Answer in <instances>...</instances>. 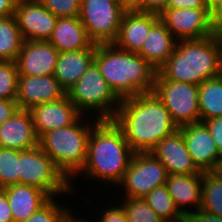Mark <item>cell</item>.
<instances>
[{"instance_id": "cell-19", "label": "cell", "mask_w": 222, "mask_h": 222, "mask_svg": "<svg viewBox=\"0 0 222 222\" xmlns=\"http://www.w3.org/2000/svg\"><path fill=\"white\" fill-rule=\"evenodd\" d=\"M39 145L30 110L19 109L0 124V147L23 151Z\"/></svg>"}, {"instance_id": "cell-42", "label": "cell", "mask_w": 222, "mask_h": 222, "mask_svg": "<svg viewBox=\"0 0 222 222\" xmlns=\"http://www.w3.org/2000/svg\"><path fill=\"white\" fill-rule=\"evenodd\" d=\"M125 10L141 11L142 0H118Z\"/></svg>"}, {"instance_id": "cell-12", "label": "cell", "mask_w": 222, "mask_h": 222, "mask_svg": "<svg viewBox=\"0 0 222 222\" xmlns=\"http://www.w3.org/2000/svg\"><path fill=\"white\" fill-rule=\"evenodd\" d=\"M14 16L24 41L49 40L58 19L38 0H18Z\"/></svg>"}, {"instance_id": "cell-7", "label": "cell", "mask_w": 222, "mask_h": 222, "mask_svg": "<svg viewBox=\"0 0 222 222\" xmlns=\"http://www.w3.org/2000/svg\"><path fill=\"white\" fill-rule=\"evenodd\" d=\"M19 184L45 191L51 198L74 193L75 187L38 146L19 151ZM74 188V189H73ZM55 196V197H54Z\"/></svg>"}, {"instance_id": "cell-18", "label": "cell", "mask_w": 222, "mask_h": 222, "mask_svg": "<svg viewBox=\"0 0 222 222\" xmlns=\"http://www.w3.org/2000/svg\"><path fill=\"white\" fill-rule=\"evenodd\" d=\"M160 16L151 12L125 10L119 28V34L114 44L127 52L138 53L151 27Z\"/></svg>"}, {"instance_id": "cell-33", "label": "cell", "mask_w": 222, "mask_h": 222, "mask_svg": "<svg viewBox=\"0 0 222 222\" xmlns=\"http://www.w3.org/2000/svg\"><path fill=\"white\" fill-rule=\"evenodd\" d=\"M57 18L79 17L81 0H38Z\"/></svg>"}, {"instance_id": "cell-26", "label": "cell", "mask_w": 222, "mask_h": 222, "mask_svg": "<svg viewBox=\"0 0 222 222\" xmlns=\"http://www.w3.org/2000/svg\"><path fill=\"white\" fill-rule=\"evenodd\" d=\"M23 41L15 16L0 17V61L15 62Z\"/></svg>"}, {"instance_id": "cell-17", "label": "cell", "mask_w": 222, "mask_h": 222, "mask_svg": "<svg viewBox=\"0 0 222 222\" xmlns=\"http://www.w3.org/2000/svg\"><path fill=\"white\" fill-rule=\"evenodd\" d=\"M150 152L166 168L168 175L203 173L194 164L179 129L164 137Z\"/></svg>"}, {"instance_id": "cell-32", "label": "cell", "mask_w": 222, "mask_h": 222, "mask_svg": "<svg viewBox=\"0 0 222 222\" xmlns=\"http://www.w3.org/2000/svg\"><path fill=\"white\" fill-rule=\"evenodd\" d=\"M18 77L15 62L0 61V99L16 100Z\"/></svg>"}, {"instance_id": "cell-25", "label": "cell", "mask_w": 222, "mask_h": 222, "mask_svg": "<svg viewBox=\"0 0 222 222\" xmlns=\"http://www.w3.org/2000/svg\"><path fill=\"white\" fill-rule=\"evenodd\" d=\"M199 109L201 122L222 116V75L199 85Z\"/></svg>"}, {"instance_id": "cell-11", "label": "cell", "mask_w": 222, "mask_h": 222, "mask_svg": "<svg viewBox=\"0 0 222 222\" xmlns=\"http://www.w3.org/2000/svg\"><path fill=\"white\" fill-rule=\"evenodd\" d=\"M166 168L151 152H135L117 188L125 190L121 197L144 199L154 188L166 184Z\"/></svg>"}, {"instance_id": "cell-10", "label": "cell", "mask_w": 222, "mask_h": 222, "mask_svg": "<svg viewBox=\"0 0 222 222\" xmlns=\"http://www.w3.org/2000/svg\"><path fill=\"white\" fill-rule=\"evenodd\" d=\"M125 9L118 0H81L79 19L91 41L114 43Z\"/></svg>"}, {"instance_id": "cell-36", "label": "cell", "mask_w": 222, "mask_h": 222, "mask_svg": "<svg viewBox=\"0 0 222 222\" xmlns=\"http://www.w3.org/2000/svg\"><path fill=\"white\" fill-rule=\"evenodd\" d=\"M203 123L209 129L216 147L222 155V116L204 120Z\"/></svg>"}, {"instance_id": "cell-23", "label": "cell", "mask_w": 222, "mask_h": 222, "mask_svg": "<svg viewBox=\"0 0 222 222\" xmlns=\"http://www.w3.org/2000/svg\"><path fill=\"white\" fill-rule=\"evenodd\" d=\"M177 41L159 19L151 27L138 54L158 71L172 55Z\"/></svg>"}, {"instance_id": "cell-34", "label": "cell", "mask_w": 222, "mask_h": 222, "mask_svg": "<svg viewBox=\"0 0 222 222\" xmlns=\"http://www.w3.org/2000/svg\"><path fill=\"white\" fill-rule=\"evenodd\" d=\"M222 8V0H169L165 9Z\"/></svg>"}, {"instance_id": "cell-21", "label": "cell", "mask_w": 222, "mask_h": 222, "mask_svg": "<svg viewBox=\"0 0 222 222\" xmlns=\"http://www.w3.org/2000/svg\"><path fill=\"white\" fill-rule=\"evenodd\" d=\"M8 199L14 222L26 221L51 197L40 188L15 184L1 189Z\"/></svg>"}, {"instance_id": "cell-37", "label": "cell", "mask_w": 222, "mask_h": 222, "mask_svg": "<svg viewBox=\"0 0 222 222\" xmlns=\"http://www.w3.org/2000/svg\"><path fill=\"white\" fill-rule=\"evenodd\" d=\"M19 109L16 100L0 99V124L10 119Z\"/></svg>"}, {"instance_id": "cell-35", "label": "cell", "mask_w": 222, "mask_h": 222, "mask_svg": "<svg viewBox=\"0 0 222 222\" xmlns=\"http://www.w3.org/2000/svg\"><path fill=\"white\" fill-rule=\"evenodd\" d=\"M116 204L113 205V203L110 205H107L105 206V210L101 211L100 212V216L101 218L99 219H96L97 222H128V219H127V216H126V213L123 209V207L118 203L116 202ZM96 222V221H94Z\"/></svg>"}, {"instance_id": "cell-39", "label": "cell", "mask_w": 222, "mask_h": 222, "mask_svg": "<svg viewBox=\"0 0 222 222\" xmlns=\"http://www.w3.org/2000/svg\"><path fill=\"white\" fill-rule=\"evenodd\" d=\"M169 0H142L141 11L160 14L167 6Z\"/></svg>"}, {"instance_id": "cell-15", "label": "cell", "mask_w": 222, "mask_h": 222, "mask_svg": "<svg viewBox=\"0 0 222 222\" xmlns=\"http://www.w3.org/2000/svg\"><path fill=\"white\" fill-rule=\"evenodd\" d=\"M182 132L187 150L201 172H211L222 157L214 139L203 122L178 127Z\"/></svg>"}, {"instance_id": "cell-5", "label": "cell", "mask_w": 222, "mask_h": 222, "mask_svg": "<svg viewBox=\"0 0 222 222\" xmlns=\"http://www.w3.org/2000/svg\"><path fill=\"white\" fill-rule=\"evenodd\" d=\"M83 117L85 118V115L74 124L46 132L39 138V147L52 159L70 183H73V177L76 178L85 165L92 125L99 121L94 117L93 122H88L86 119L83 120Z\"/></svg>"}, {"instance_id": "cell-30", "label": "cell", "mask_w": 222, "mask_h": 222, "mask_svg": "<svg viewBox=\"0 0 222 222\" xmlns=\"http://www.w3.org/2000/svg\"><path fill=\"white\" fill-rule=\"evenodd\" d=\"M118 203L123 207L128 222H164L143 199L122 198Z\"/></svg>"}, {"instance_id": "cell-1", "label": "cell", "mask_w": 222, "mask_h": 222, "mask_svg": "<svg viewBox=\"0 0 222 222\" xmlns=\"http://www.w3.org/2000/svg\"><path fill=\"white\" fill-rule=\"evenodd\" d=\"M113 121L134 152H150L164 137L178 130L169 111L153 92L121 100Z\"/></svg>"}, {"instance_id": "cell-38", "label": "cell", "mask_w": 222, "mask_h": 222, "mask_svg": "<svg viewBox=\"0 0 222 222\" xmlns=\"http://www.w3.org/2000/svg\"><path fill=\"white\" fill-rule=\"evenodd\" d=\"M185 222H222V217L198 209L187 215L185 217Z\"/></svg>"}, {"instance_id": "cell-20", "label": "cell", "mask_w": 222, "mask_h": 222, "mask_svg": "<svg viewBox=\"0 0 222 222\" xmlns=\"http://www.w3.org/2000/svg\"><path fill=\"white\" fill-rule=\"evenodd\" d=\"M165 185L174 204L184 217L200 209L202 204V173L171 174L168 175Z\"/></svg>"}, {"instance_id": "cell-29", "label": "cell", "mask_w": 222, "mask_h": 222, "mask_svg": "<svg viewBox=\"0 0 222 222\" xmlns=\"http://www.w3.org/2000/svg\"><path fill=\"white\" fill-rule=\"evenodd\" d=\"M19 151L0 147V189L19 184Z\"/></svg>"}, {"instance_id": "cell-16", "label": "cell", "mask_w": 222, "mask_h": 222, "mask_svg": "<svg viewBox=\"0 0 222 222\" xmlns=\"http://www.w3.org/2000/svg\"><path fill=\"white\" fill-rule=\"evenodd\" d=\"M30 112L38 138L51 130L70 126L82 116L67 95L57 101L37 104Z\"/></svg>"}, {"instance_id": "cell-3", "label": "cell", "mask_w": 222, "mask_h": 222, "mask_svg": "<svg viewBox=\"0 0 222 222\" xmlns=\"http://www.w3.org/2000/svg\"><path fill=\"white\" fill-rule=\"evenodd\" d=\"M222 28L214 35L178 40L172 55L157 71L165 80L200 85L221 75Z\"/></svg>"}, {"instance_id": "cell-8", "label": "cell", "mask_w": 222, "mask_h": 222, "mask_svg": "<svg viewBox=\"0 0 222 222\" xmlns=\"http://www.w3.org/2000/svg\"><path fill=\"white\" fill-rule=\"evenodd\" d=\"M159 16L177 40L208 37L222 28V8L164 9Z\"/></svg>"}, {"instance_id": "cell-13", "label": "cell", "mask_w": 222, "mask_h": 222, "mask_svg": "<svg viewBox=\"0 0 222 222\" xmlns=\"http://www.w3.org/2000/svg\"><path fill=\"white\" fill-rule=\"evenodd\" d=\"M67 92L53 75H19L16 102L20 109L30 110L37 104L64 98Z\"/></svg>"}, {"instance_id": "cell-28", "label": "cell", "mask_w": 222, "mask_h": 222, "mask_svg": "<svg viewBox=\"0 0 222 222\" xmlns=\"http://www.w3.org/2000/svg\"><path fill=\"white\" fill-rule=\"evenodd\" d=\"M202 204L200 209L222 217V181L211 172L202 173Z\"/></svg>"}, {"instance_id": "cell-31", "label": "cell", "mask_w": 222, "mask_h": 222, "mask_svg": "<svg viewBox=\"0 0 222 222\" xmlns=\"http://www.w3.org/2000/svg\"><path fill=\"white\" fill-rule=\"evenodd\" d=\"M72 214L73 211H70V208L60 206L56 199L51 198L37 212L23 222H70Z\"/></svg>"}, {"instance_id": "cell-41", "label": "cell", "mask_w": 222, "mask_h": 222, "mask_svg": "<svg viewBox=\"0 0 222 222\" xmlns=\"http://www.w3.org/2000/svg\"><path fill=\"white\" fill-rule=\"evenodd\" d=\"M18 0H0V17L15 15Z\"/></svg>"}, {"instance_id": "cell-43", "label": "cell", "mask_w": 222, "mask_h": 222, "mask_svg": "<svg viewBox=\"0 0 222 222\" xmlns=\"http://www.w3.org/2000/svg\"><path fill=\"white\" fill-rule=\"evenodd\" d=\"M211 173L216 176L219 180L222 181V157L215 164V167L211 171Z\"/></svg>"}, {"instance_id": "cell-9", "label": "cell", "mask_w": 222, "mask_h": 222, "mask_svg": "<svg viewBox=\"0 0 222 222\" xmlns=\"http://www.w3.org/2000/svg\"><path fill=\"white\" fill-rule=\"evenodd\" d=\"M152 92L164 104L178 127L201 122L199 85L165 80L156 72Z\"/></svg>"}, {"instance_id": "cell-6", "label": "cell", "mask_w": 222, "mask_h": 222, "mask_svg": "<svg viewBox=\"0 0 222 222\" xmlns=\"http://www.w3.org/2000/svg\"><path fill=\"white\" fill-rule=\"evenodd\" d=\"M67 96L82 115L93 112L96 116L90 115L93 116L91 119L95 117L98 120H113L121 103L94 61Z\"/></svg>"}, {"instance_id": "cell-44", "label": "cell", "mask_w": 222, "mask_h": 222, "mask_svg": "<svg viewBox=\"0 0 222 222\" xmlns=\"http://www.w3.org/2000/svg\"><path fill=\"white\" fill-rule=\"evenodd\" d=\"M89 218V220H85V218L83 219V218H77L76 216H74V214H72V220L74 221V222H90L91 220H90V217H88Z\"/></svg>"}, {"instance_id": "cell-14", "label": "cell", "mask_w": 222, "mask_h": 222, "mask_svg": "<svg viewBox=\"0 0 222 222\" xmlns=\"http://www.w3.org/2000/svg\"><path fill=\"white\" fill-rule=\"evenodd\" d=\"M59 51L48 40L23 41L15 61L19 75H53Z\"/></svg>"}, {"instance_id": "cell-4", "label": "cell", "mask_w": 222, "mask_h": 222, "mask_svg": "<svg viewBox=\"0 0 222 222\" xmlns=\"http://www.w3.org/2000/svg\"><path fill=\"white\" fill-rule=\"evenodd\" d=\"M94 62L120 100L153 91L157 71L138 53L122 50L114 43L98 44Z\"/></svg>"}, {"instance_id": "cell-24", "label": "cell", "mask_w": 222, "mask_h": 222, "mask_svg": "<svg viewBox=\"0 0 222 222\" xmlns=\"http://www.w3.org/2000/svg\"><path fill=\"white\" fill-rule=\"evenodd\" d=\"M95 49L59 53L53 76L68 92L94 61Z\"/></svg>"}, {"instance_id": "cell-27", "label": "cell", "mask_w": 222, "mask_h": 222, "mask_svg": "<svg viewBox=\"0 0 222 222\" xmlns=\"http://www.w3.org/2000/svg\"><path fill=\"white\" fill-rule=\"evenodd\" d=\"M143 200L155 211L164 222H185L166 185L154 188Z\"/></svg>"}, {"instance_id": "cell-40", "label": "cell", "mask_w": 222, "mask_h": 222, "mask_svg": "<svg viewBox=\"0 0 222 222\" xmlns=\"http://www.w3.org/2000/svg\"><path fill=\"white\" fill-rule=\"evenodd\" d=\"M0 222H14L6 194L0 189Z\"/></svg>"}, {"instance_id": "cell-22", "label": "cell", "mask_w": 222, "mask_h": 222, "mask_svg": "<svg viewBox=\"0 0 222 222\" xmlns=\"http://www.w3.org/2000/svg\"><path fill=\"white\" fill-rule=\"evenodd\" d=\"M61 52L96 49L88 37L86 28L79 17L58 18L51 37L48 40Z\"/></svg>"}, {"instance_id": "cell-2", "label": "cell", "mask_w": 222, "mask_h": 222, "mask_svg": "<svg viewBox=\"0 0 222 222\" xmlns=\"http://www.w3.org/2000/svg\"><path fill=\"white\" fill-rule=\"evenodd\" d=\"M134 153L113 120H99L90 132L85 165L78 174L84 172L86 179L93 177L100 179L105 186L111 183L117 186Z\"/></svg>"}]
</instances>
